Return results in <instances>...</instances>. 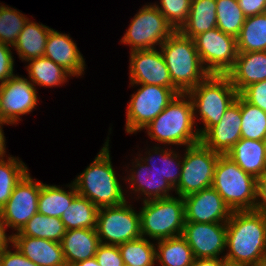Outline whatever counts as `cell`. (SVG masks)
Returning <instances> with one entry per match:
<instances>
[{
    "label": "cell",
    "instance_id": "6da1fadb",
    "mask_svg": "<svg viewBox=\"0 0 266 266\" xmlns=\"http://www.w3.org/2000/svg\"><path fill=\"white\" fill-rule=\"evenodd\" d=\"M227 227V253L231 266H252L266 255V217L255 210L232 211Z\"/></svg>",
    "mask_w": 266,
    "mask_h": 266
},
{
    "label": "cell",
    "instance_id": "7a4b0ae2",
    "mask_svg": "<svg viewBox=\"0 0 266 266\" xmlns=\"http://www.w3.org/2000/svg\"><path fill=\"white\" fill-rule=\"evenodd\" d=\"M109 137L94 161L73 181L78 195L98 208L121 205L126 201L123 186L112 166Z\"/></svg>",
    "mask_w": 266,
    "mask_h": 266
},
{
    "label": "cell",
    "instance_id": "3957f363",
    "mask_svg": "<svg viewBox=\"0 0 266 266\" xmlns=\"http://www.w3.org/2000/svg\"><path fill=\"white\" fill-rule=\"evenodd\" d=\"M170 73L174 88L187 94L210 73L204 68L194 39L175 31L159 47Z\"/></svg>",
    "mask_w": 266,
    "mask_h": 266
},
{
    "label": "cell",
    "instance_id": "277c9868",
    "mask_svg": "<svg viewBox=\"0 0 266 266\" xmlns=\"http://www.w3.org/2000/svg\"><path fill=\"white\" fill-rule=\"evenodd\" d=\"M195 122L191 98L179 94L144 129L151 139L161 144L187 147L201 142L199 131L194 129Z\"/></svg>",
    "mask_w": 266,
    "mask_h": 266
},
{
    "label": "cell",
    "instance_id": "5b68a950",
    "mask_svg": "<svg viewBox=\"0 0 266 266\" xmlns=\"http://www.w3.org/2000/svg\"><path fill=\"white\" fill-rule=\"evenodd\" d=\"M187 95L193 103L194 120H201L204 125L197 129L202 137L219 123L227 108L236 100L238 92L227 75L210 74ZM197 114L199 119H196Z\"/></svg>",
    "mask_w": 266,
    "mask_h": 266
},
{
    "label": "cell",
    "instance_id": "8992f818",
    "mask_svg": "<svg viewBox=\"0 0 266 266\" xmlns=\"http://www.w3.org/2000/svg\"><path fill=\"white\" fill-rule=\"evenodd\" d=\"M212 187L231 211L254 210L257 179L244 172L226 154L219 155Z\"/></svg>",
    "mask_w": 266,
    "mask_h": 266
},
{
    "label": "cell",
    "instance_id": "52a82bcc",
    "mask_svg": "<svg viewBox=\"0 0 266 266\" xmlns=\"http://www.w3.org/2000/svg\"><path fill=\"white\" fill-rule=\"evenodd\" d=\"M140 231L143 238L163 240L182 235L185 225L183 197H167L143 201L139 211Z\"/></svg>",
    "mask_w": 266,
    "mask_h": 266
},
{
    "label": "cell",
    "instance_id": "ba28073f",
    "mask_svg": "<svg viewBox=\"0 0 266 266\" xmlns=\"http://www.w3.org/2000/svg\"><path fill=\"white\" fill-rule=\"evenodd\" d=\"M219 155L202 142L187 146L182 158L181 177L174 188L175 193L186 197L211 187Z\"/></svg>",
    "mask_w": 266,
    "mask_h": 266
},
{
    "label": "cell",
    "instance_id": "9c48e42d",
    "mask_svg": "<svg viewBox=\"0 0 266 266\" xmlns=\"http://www.w3.org/2000/svg\"><path fill=\"white\" fill-rule=\"evenodd\" d=\"M175 31L160 10L154 4H149L132 18L120 42L131 46V52L154 49L155 45L160 47Z\"/></svg>",
    "mask_w": 266,
    "mask_h": 266
},
{
    "label": "cell",
    "instance_id": "30bf717a",
    "mask_svg": "<svg viewBox=\"0 0 266 266\" xmlns=\"http://www.w3.org/2000/svg\"><path fill=\"white\" fill-rule=\"evenodd\" d=\"M179 94L176 89L141 84L128 102L125 131L133 134L147 127Z\"/></svg>",
    "mask_w": 266,
    "mask_h": 266
},
{
    "label": "cell",
    "instance_id": "8fae6325",
    "mask_svg": "<svg viewBox=\"0 0 266 266\" xmlns=\"http://www.w3.org/2000/svg\"><path fill=\"white\" fill-rule=\"evenodd\" d=\"M132 208L127 201L99 208L96 230L101 244L120 245L142 237L139 212Z\"/></svg>",
    "mask_w": 266,
    "mask_h": 266
},
{
    "label": "cell",
    "instance_id": "7c38bea8",
    "mask_svg": "<svg viewBox=\"0 0 266 266\" xmlns=\"http://www.w3.org/2000/svg\"><path fill=\"white\" fill-rule=\"evenodd\" d=\"M204 68L215 75H226L238 56L237 38L213 28L194 38Z\"/></svg>",
    "mask_w": 266,
    "mask_h": 266
},
{
    "label": "cell",
    "instance_id": "4fadbf2b",
    "mask_svg": "<svg viewBox=\"0 0 266 266\" xmlns=\"http://www.w3.org/2000/svg\"><path fill=\"white\" fill-rule=\"evenodd\" d=\"M28 172L12 191V195L0 210L6 227L19 232L38 213V199L42 182H38Z\"/></svg>",
    "mask_w": 266,
    "mask_h": 266
},
{
    "label": "cell",
    "instance_id": "5bb4252c",
    "mask_svg": "<svg viewBox=\"0 0 266 266\" xmlns=\"http://www.w3.org/2000/svg\"><path fill=\"white\" fill-rule=\"evenodd\" d=\"M0 116L12 125L18 123L21 115L30 114L38 105L35 85L17 74L0 84Z\"/></svg>",
    "mask_w": 266,
    "mask_h": 266
},
{
    "label": "cell",
    "instance_id": "9a60e30c",
    "mask_svg": "<svg viewBox=\"0 0 266 266\" xmlns=\"http://www.w3.org/2000/svg\"><path fill=\"white\" fill-rule=\"evenodd\" d=\"M197 258H220L227 242L226 223L185 222L181 235Z\"/></svg>",
    "mask_w": 266,
    "mask_h": 266
},
{
    "label": "cell",
    "instance_id": "2e32d148",
    "mask_svg": "<svg viewBox=\"0 0 266 266\" xmlns=\"http://www.w3.org/2000/svg\"><path fill=\"white\" fill-rule=\"evenodd\" d=\"M129 60L131 86L148 84L175 89L160 50L154 48L132 51Z\"/></svg>",
    "mask_w": 266,
    "mask_h": 266
},
{
    "label": "cell",
    "instance_id": "e0dca14e",
    "mask_svg": "<svg viewBox=\"0 0 266 266\" xmlns=\"http://www.w3.org/2000/svg\"><path fill=\"white\" fill-rule=\"evenodd\" d=\"M183 199L185 222L226 223L232 213L212 186L183 197Z\"/></svg>",
    "mask_w": 266,
    "mask_h": 266
},
{
    "label": "cell",
    "instance_id": "ac0fdd59",
    "mask_svg": "<svg viewBox=\"0 0 266 266\" xmlns=\"http://www.w3.org/2000/svg\"><path fill=\"white\" fill-rule=\"evenodd\" d=\"M240 94L227 108L218 124L212 126L201 142L219 154H226L241 139Z\"/></svg>",
    "mask_w": 266,
    "mask_h": 266
},
{
    "label": "cell",
    "instance_id": "d6986e66",
    "mask_svg": "<svg viewBox=\"0 0 266 266\" xmlns=\"http://www.w3.org/2000/svg\"><path fill=\"white\" fill-rule=\"evenodd\" d=\"M44 57L64 68L72 76H82L85 59L69 34L51 29L47 38Z\"/></svg>",
    "mask_w": 266,
    "mask_h": 266
},
{
    "label": "cell",
    "instance_id": "ffe728a7",
    "mask_svg": "<svg viewBox=\"0 0 266 266\" xmlns=\"http://www.w3.org/2000/svg\"><path fill=\"white\" fill-rule=\"evenodd\" d=\"M38 266H67L61 243L30 236H12V244Z\"/></svg>",
    "mask_w": 266,
    "mask_h": 266
},
{
    "label": "cell",
    "instance_id": "44dd1931",
    "mask_svg": "<svg viewBox=\"0 0 266 266\" xmlns=\"http://www.w3.org/2000/svg\"><path fill=\"white\" fill-rule=\"evenodd\" d=\"M135 163V164H134ZM133 167L130 169V175L126 178L129 183L131 191L144 195L143 201L171 197L169 192L175 190L164 177L160 176L140 158L135 159L132 163ZM137 170H136V169Z\"/></svg>",
    "mask_w": 266,
    "mask_h": 266
},
{
    "label": "cell",
    "instance_id": "7402d4cb",
    "mask_svg": "<svg viewBox=\"0 0 266 266\" xmlns=\"http://www.w3.org/2000/svg\"><path fill=\"white\" fill-rule=\"evenodd\" d=\"M226 75L238 94L249 85L266 80V51L238 52L233 68Z\"/></svg>",
    "mask_w": 266,
    "mask_h": 266
},
{
    "label": "cell",
    "instance_id": "603a6c76",
    "mask_svg": "<svg viewBox=\"0 0 266 266\" xmlns=\"http://www.w3.org/2000/svg\"><path fill=\"white\" fill-rule=\"evenodd\" d=\"M100 244L96 229L66 230L61 246L67 266L95 257Z\"/></svg>",
    "mask_w": 266,
    "mask_h": 266
},
{
    "label": "cell",
    "instance_id": "cb8c5ba5",
    "mask_svg": "<svg viewBox=\"0 0 266 266\" xmlns=\"http://www.w3.org/2000/svg\"><path fill=\"white\" fill-rule=\"evenodd\" d=\"M226 155L256 179L266 170V146L262 140L241 138Z\"/></svg>",
    "mask_w": 266,
    "mask_h": 266
},
{
    "label": "cell",
    "instance_id": "d4e9b609",
    "mask_svg": "<svg viewBox=\"0 0 266 266\" xmlns=\"http://www.w3.org/2000/svg\"><path fill=\"white\" fill-rule=\"evenodd\" d=\"M51 29L46 25L27 21L13 46L22 61L27 62L44 56Z\"/></svg>",
    "mask_w": 266,
    "mask_h": 266
},
{
    "label": "cell",
    "instance_id": "484cf974",
    "mask_svg": "<svg viewBox=\"0 0 266 266\" xmlns=\"http://www.w3.org/2000/svg\"><path fill=\"white\" fill-rule=\"evenodd\" d=\"M216 0H191L187 22L179 30L194 39L197 35L217 27Z\"/></svg>",
    "mask_w": 266,
    "mask_h": 266
},
{
    "label": "cell",
    "instance_id": "4316f807",
    "mask_svg": "<svg viewBox=\"0 0 266 266\" xmlns=\"http://www.w3.org/2000/svg\"><path fill=\"white\" fill-rule=\"evenodd\" d=\"M68 187L70 189L67 192L60 186L42 183L38 199V213L61 218L64 211L70 207L74 198L78 195L73 182Z\"/></svg>",
    "mask_w": 266,
    "mask_h": 266
},
{
    "label": "cell",
    "instance_id": "83f0119b",
    "mask_svg": "<svg viewBox=\"0 0 266 266\" xmlns=\"http://www.w3.org/2000/svg\"><path fill=\"white\" fill-rule=\"evenodd\" d=\"M156 263L160 266H192L195 260L192 249L182 237L159 240L155 245Z\"/></svg>",
    "mask_w": 266,
    "mask_h": 266
},
{
    "label": "cell",
    "instance_id": "f1b7e54d",
    "mask_svg": "<svg viewBox=\"0 0 266 266\" xmlns=\"http://www.w3.org/2000/svg\"><path fill=\"white\" fill-rule=\"evenodd\" d=\"M29 80L34 85L44 87H56L66 83L67 77L72 76L64 68L46 57H39L27 61Z\"/></svg>",
    "mask_w": 266,
    "mask_h": 266
},
{
    "label": "cell",
    "instance_id": "f546056e",
    "mask_svg": "<svg viewBox=\"0 0 266 266\" xmlns=\"http://www.w3.org/2000/svg\"><path fill=\"white\" fill-rule=\"evenodd\" d=\"M98 210L87 198L77 195L60 219L66 230L96 229Z\"/></svg>",
    "mask_w": 266,
    "mask_h": 266
},
{
    "label": "cell",
    "instance_id": "4dcf8cb0",
    "mask_svg": "<svg viewBox=\"0 0 266 266\" xmlns=\"http://www.w3.org/2000/svg\"><path fill=\"white\" fill-rule=\"evenodd\" d=\"M238 52L266 51V12L247 17L237 37Z\"/></svg>",
    "mask_w": 266,
    "mask_h": 266
},
{
    "label": "cell",
    "instance_id": "1f68e13d",
    "mask_svg": "<svg viewBox=\"0 0 266 266\" xmlns=\"http://www.w3.org/2000/svg\"><path fill=\"white\" fill-rule=\"evenodd\" d=\"M153 148L154 149L151 150L153 151V154H151L150 151L148 150V152H145L146 155L148 154V156L140 157V159L149 166L150 170H153L160 176L164 177L165 180L173 188H175L178 185V182L181 177L182 160L180 158L182 157L176 154L177 152L173 151L172 149L167 148L166 150L165 148L164 150V148L162 149L158 146H155ZM154 153L157 156H159L160 159L158 157H156L157 159L154 158L153 157V155H155ZM158 160H160L159 161L161 164L160 168H158L159 166H157V164L155 165V162H154Z\"/></svg>",
    "mask_w": 266,
    "mask_h": 266
},
{
    "label": "cell",
    "instance_id": "d6a6232c",
    "mask_svg": "<svg viewBox=\"0 0 266 266\" xmlns=\"http://www.w3.org/2000/svg\"><path fill=\"white\" fill-rule=\"evenodd\" d=\"M65 232L66 229L60 218L36 213L19 232L11 235L30 236L61 243Z\"/></svg>",
    "mask_w": 266,
    "mask_h": 266
},
{
    "label": "cell",
    "instance_id": "836d02e7",
    "mask_svg": "<svg viewBox=\"0 0 266 266\" xmlns=\"http://www.w3.org/2000/svg\"><path fill=\"white\" fill-rule=\"evenodd\" d=\"M9 156L7 161L0 159V210L9 200L16 185L29 172L23 161Z\"/></svg>",
    "mask_w": 266,
    "mask_h": 266
},
{
    "label": "cell",
    "instance_id": "e575fe53",
    "mask_svg": "<svg viewBox=\"0 0 266 266\" xmlns=\"http://www.w3.org/2000/svg\"><path fill=\"white\" fill-rule=\"evenodd\" d=\"M124 265H156V246L147 238L137 239L118 245Z\"/></svg>",
    "mask_w": 266,
    "mask_h": 266
},
{
    "label": "cell",
    "instance_id": "d590c367",
    "mask_svg": "<svg viewBox=\"0 0 266 266\" xmlns=\"http://www.w3.org/2000/svg\"><path fill=\"white\" fill-rule=\"evenodd\" d=\"M241 138L264 141L266 135V112L247 102L240 95Z\"/></svg>",
    "mask_w": 266,
    "mask_h": 266
},
{
    "label": "cell",
    "instance_id": "8d00e7d4",
    "mask_svg": "<svg viewBox=\"0 0 266 266\" xmlns=\"http://www.w3.org/2000/svg\"><path fill=\"white\" fill-rule=\"evenodd\" d=\"M217 28L237 38L245 22V15L237 0H216Z\"/></svg>",
    "mask_w": 266,
    "mask_h": 266
},
{
    "label": "cell",
    "instance_id": "74e56055",
    "mask_svg": "<svg viewBox=\"0 0 266 266\" xmlns=\"http://www.w3.org/2000/svg\"><path fill=\"white\" fill-rule=\"evenodd\" d=\"M20 11L8 7V5H2L0 3V42L14 46L16 40L24 28L25 24L29 20Z\"/></svg>",
    "mask_w": 266,
    "mask_h": 266
},
{
    "label": "cell",
    "instance_id": "f35d334b",
    "mask_svg": "<svg viewBox=\"0 0 266 266\" xmlns=\"http://www.w3.org/2000/svg\"><path fill=\"white\" fill-rule=\"evenodd\" d=\"M174 27L176 31L187 22L191 8V0H160V5L154 4Z\"/></svg>",
    "mask_w": 266,
    "mask_h": 266
},
{
    "label": "cell",
    "instance_id": "ab89813d",
    "mask_svg": "<svg viewBox=\"0 0 266 266\" xmlns=\"http://www.w3.org/2000/svg\"><path fill=\"white\" fill-rule=\"evenodd\" d=\"M95 258L101 266H125L118 245L100 244Z\"/></svg>",
    "mask_w": 266,
    "mask_h": 266
},
{
    "label": "cell",
    "instance_id": "60d3db41",
    "mask_svg": "<svg viewBox=\"0 0 266 266\" xmlns=\"http://www.w3.org/2000/svg\"><path fill=\"white\" fill-rule=\"evenodd\" d=\"M240 95L250 104L266 112V80L249 85Z\"/></svg>",
    "mask_w": 266,
    "mask_h": 266
},
{
    "label": "cell",
    "instance_id": "b9f144b4",
    "mask_svg": "<svg viewBox=\"0 0 266 266\" xmlns=\"http://www.w3.org/2000/svg\"><path fill=\"white\" fill-rule=\"evenodd\" d=\"M9 47L0 42V84L14 76V58Z\"/></svg>",
    "mask_w": 266,
    "mask_h": 266
},
{
    "label": "cell",
    "instance_id": "7bdbcfd3",
    "mask_svg": "<svg viewBox=\"0 0 266 266\" xmlns=\"http://www.w3.org/2000/svg\"><path fill=\"white\" fill-rule=\"evenodd\" d=\"M14 252L9 248H5L0 252V265L1 266H38L31 260L27 259L21 252L14 246Z\"/></svg>",
    "mask_w": 266,
    "mask_h": 266
},
{
    "label": "cell",
    "instance_id": "ee69618b",
    "mask_svg": "<svg viewBox=\"0 0 266 266\" xmlns=\"http://www.w3.org/2000/svg\"><path fill=\"white\" fill-rule=\"evenodd\" d=\"M254 210L266 217V170L257 178Z\"/></svg>",
    "mask_w": 266,
    "mask_h": 266
},
{
    "label": "cell",
    "instance_id": "f6af8a7d",
    "mask_svg": "<svg viewBox=\"0 0 266 266\" xmlns=\"http://www.w3.org/2000/svg\"><path fill=\"white\" fill-rule=\"evenodd\" d=\"M245 17H251L266 12V0H237Z\"/></svg>",
    "mask_w": 266,
    "mask_h": 266
},
{
    "label": "cell",
    "instance_id": "bcb514c9",
    "mask_svg": "<svg viewBox=\"0 0 266 266\" xmlns=\"http://www.w3.org/2000/svg\"><path fill=\"white\" fill-rule=\"evenodd\" d=\"M192 266H230V264L222 256L221 258H197Z\"/></svg>",
    "mask_w": 266,
    "mask_h": 266
},
{
    "label": "cell",
    "instance_id": "7dc6e473",
    "mask_svg": "<svg viewBox=\"0 0 266 266\" xmlns=\"http://www.w3.org/2000/svg\"><path fill=\"white\" fill-rule=\"evenodd\" d=\"M6 224L2 218V215L0 213V252L9 247V243H12V235H7L6 233Z\"/></svg>",
    "mask_w": 266,
    "mask_h": 266
},
{
    "label": "cell",
    "instance_id": "c3c4849f",
    "mask_svg": "<svg viewBox=\"0 0 266 266\" xmlns=\"http://www.w3.org/2000/svg\"><path fill=\"white\" fill-rule=\"evenodd\" d=\"M9 125L11 123L5 121V120H2L0 119V159H4L5 157V154H6V144H5V136H4V132H3V125Z\"/></svg>",
    "mask_w": 266,
    "mask_h": 266
},
{
    "label": "cell",
    "instance_id": "681fc988",
    "mask_svg": "<svg viewBox=\"0 0 266 266\" xmlns=\"http://www.w3.org/2000/svg\"><path fill=\"white\" fill-rule=\"evenodd\" d=\"M70 266H101L95 257L76 262Z\"/></svg>",
    "mask_w": 266,
    "mask_h": 266
},
{
    "label": "cell",
    "instance_id": "f907efd6",
    "mask_svg": "<svg viewBox=\"0 0 266 266\" xmlns=\"http://www.w3.org/2000/svg\"><path fill=\"white\" fill-rule=\"evenodd\" d=\"M252 266H266V255H264L256 264Z\"/></svg>",
    "mask_w": 266,
    "mask_h": 266
},
{
    "label": "cell",
    "instance_id": "816d5d0a",
    "mask_svg": "<svg viewBox=\"0 0 266 266\" xmlns=\"http://www.w3.org/2000/svg\"><path fill=\"white\" fill-rule=\"evenodd\" d=\"M264 143H265V146H266V135H265V138H264Z\"/></svg>",
    "mask_w": 266,
    "mask_h": 266
}]
</instances>
